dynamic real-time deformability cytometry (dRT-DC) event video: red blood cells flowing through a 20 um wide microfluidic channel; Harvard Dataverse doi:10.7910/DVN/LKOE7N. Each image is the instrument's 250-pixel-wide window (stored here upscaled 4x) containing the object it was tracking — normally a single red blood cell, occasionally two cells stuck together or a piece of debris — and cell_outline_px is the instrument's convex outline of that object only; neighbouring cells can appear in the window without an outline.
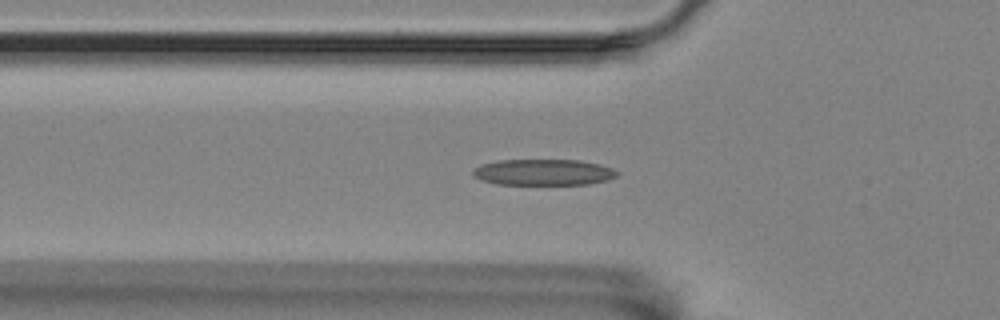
{"species": "Egyptian fruit bat (a non-hibernating species)", "species_latin": "Rousettus aegyptiacus", "temperature_condition": "room temperature", "stored_images_in_passage": 56, "camera_frame_rate_fps": 3000, "um_per_image_px": 0.085, "animal": {"sex": "female"}, "frame": {"image": 1, "passage_image": 18, "time_ms": 5.667, "image_size_px": [1000, 320], "cell_outline_px": [[620, 172], [616, 176], [608, 180], [588, 184], [496, 184], [480, 180], [472, 172], [480, 164], [500, 160], [580, 160], [600, 164], [612, 168]], "centroid_in_image_um": [46.22, 14.64], "position_along_channel_um": 79.6, "area_um2": 21.91}}
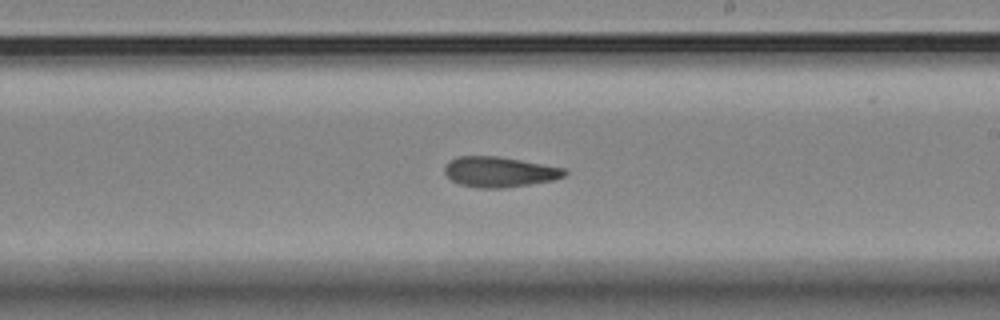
{"frame": {"image": 2, "passage_image": 32, "time_ms": 10.333, "image_size_px": [1000, 320], "cell_outline_px": [[568, 172], [564, 176], [552, 180], [504, 188], [476, 188], [460, 184], [452, 180], [444, 172], [444, 168], [452, 160], [460, 156], [496, 156], [520, 160], [564, 168]], "centroid_in_image_um": [42.45, 14.62], "position_along_channel_um": 246.6, "area_um2": 20.87}}
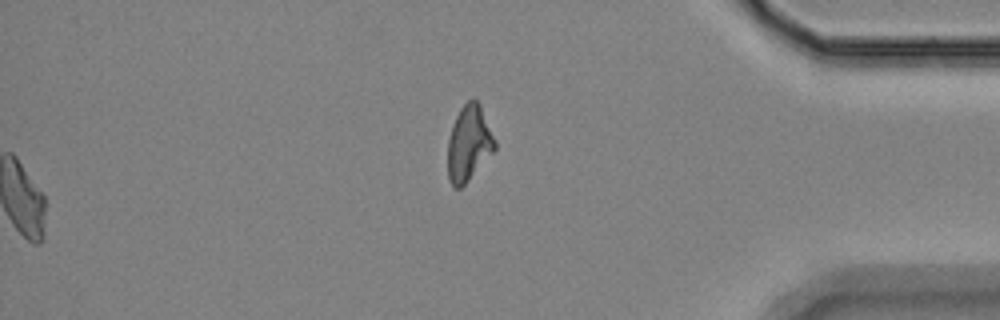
{"frame": {"image": 3, "passage_image": 56, "time_ms": 18.333, "image_size_px": [1000, 320], "cell_outline_px": [[496, 148], [468, 180], [460, 188], [456, 188], [448, 180], [448, 140], [452, 124], [460, 108], [468, 100], [476, 100], [480, 104], [496, 140]], "centroid_in_image_um": [39.85, 12.17], "position_along_channel_um": 395.4, "area_um2": 20.52}, "authors_computed_cell_mechanics": {"area_um2": 21.2993, "velocity_mm_per_s": 3.5563, "shape_relaxation_time_tau1_ms": null, "shape_relaxation_time_tau2_ms": 4.3037, "deformation_change_tau1": null, "deformation_change_tau2": 0.1255}}